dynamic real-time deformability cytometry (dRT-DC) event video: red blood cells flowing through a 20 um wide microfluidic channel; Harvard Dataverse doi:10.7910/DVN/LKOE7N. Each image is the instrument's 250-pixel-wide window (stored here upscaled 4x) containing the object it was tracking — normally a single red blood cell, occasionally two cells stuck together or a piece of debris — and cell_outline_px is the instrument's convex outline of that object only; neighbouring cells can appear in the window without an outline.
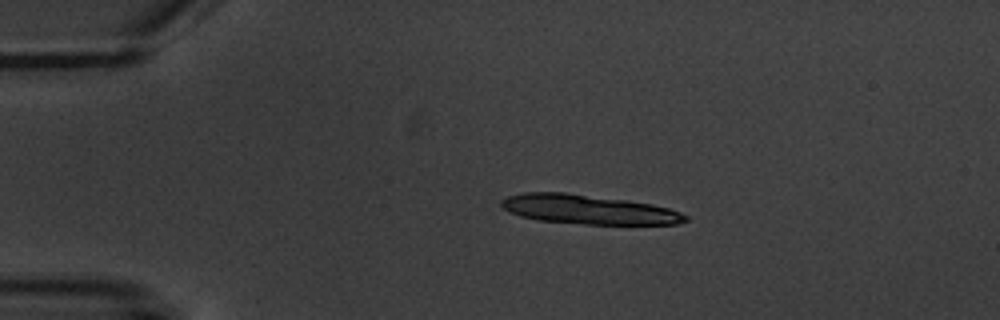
{"species": "common noctule bat (a hibernating species)", "species_latin": "Nyctalus noctula", "temperature_condition": "warm", "stored_images_in_passage": 9, "camera_frame_rate_fps": 3000, "um_per_image_px": 0.085, "animal": {"sex": "male", "body_mass_g": 20.1, "forearm_length_mm": 53.5}, "frame": {"image": 1, "passage_image": 2, "time_ms": 2.0, "image_size_px": [1000, 320], "cell_outline_px": [[688, 220], [676, 224], [584, 224], [540, 220], [520, 216], [504, 208], [500, 204], [500, 200], [508, 196], [524, 192], [564, 192], [628, 200], [652, 204], [668, 208], [680, 212], [688, 216]], "centroid_in_image_um": [50.02, 17.8], "position_along_channel_um": 35.0, "area_um2": 31.27}}